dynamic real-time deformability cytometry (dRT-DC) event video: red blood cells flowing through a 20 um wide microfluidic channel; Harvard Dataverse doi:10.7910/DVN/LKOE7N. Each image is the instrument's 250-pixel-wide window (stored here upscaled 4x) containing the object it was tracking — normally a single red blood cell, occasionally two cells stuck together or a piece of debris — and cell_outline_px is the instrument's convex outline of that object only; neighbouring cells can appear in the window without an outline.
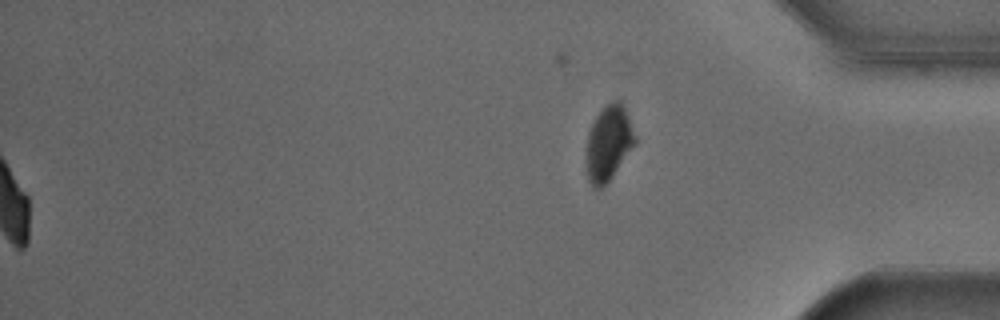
{"species": "Egyptian fruit bat (a non-hibernating species)", "species_latin": "Rousettus aegyptiacus", "temperature_condition": "cold", "stored_images_in_passage": 48, "segment_of_instrument_passage": [2, 2], "camera_frame_rate_fps": 3000, "um_per_image_px": 0.085, "animal": {"sex": "male"}, "frame": {"image": 1, "passage_image": 48, "time_ms": 15.667, "image_size_px": [1000, 320], "cell_outline_px": [[636, 144], [612, 176], [600, 188], [592, 188], [588, 180], [588, 132], [596, 116], [612, 100], [620, 100], [624, 104], [636, 136]], "centroid_in_image_um": [51.77, 12.13], "position_along_channel_um": 383.4, "area_um2": 20.92}}